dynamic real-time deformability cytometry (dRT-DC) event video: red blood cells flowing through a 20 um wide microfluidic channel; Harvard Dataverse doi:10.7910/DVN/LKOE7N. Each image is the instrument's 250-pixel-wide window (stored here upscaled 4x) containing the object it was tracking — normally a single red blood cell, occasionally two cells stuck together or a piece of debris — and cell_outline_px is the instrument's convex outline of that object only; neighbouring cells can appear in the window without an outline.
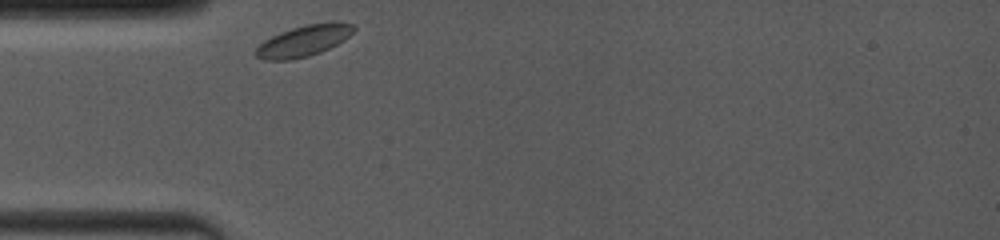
{"species": "common noctule bat (a hibernating species)", "species_latin": "Nyctalus noctula", "temperature_condition": "room temperature", "stored_images_in_passage": 14, "camera_frame_rate_fps": 4000, "um_per_image_px": 0.085, "animal": {"sex": "female", "body_mass_g": 19.0, "forearm_length_mm": 53.3}, "frame": {"image": 1, "passage_image": 1, "time_ms": 0.0, "image_size_px": [1000, 240], "cell_outline_px": [[356, 28], [344, 40], [320, 52], [308, 56], [292, 60], [264, 60], [256, 56], [252, 52], [264, 40], [280, 32], [304, 24], [356, 24]], "centroid_in_image_um": [25.73, 3.51], "position_along_channel_um": 59.3, "area_um2": 17.34}}
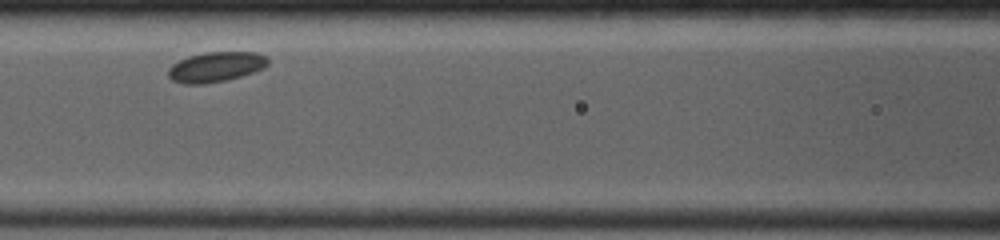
{"frame": {"image": 2, "passage_image": 8, "time_ms": 2.5, "image_size_px": [1000, 240], "cell_outline_px": [[268, 64], [264, 68], [240, 76], [224, 80], [204, 84], [184, 84], [172, 80], [168, 76], [168, 68], [172, 64], [188, 56], [204, 52], [256, 52], [268, 56]], "centroid_in_image_um": [18.34, 5.67], "position_along_channel_um": 148.3, "area_um2": 17.46}}
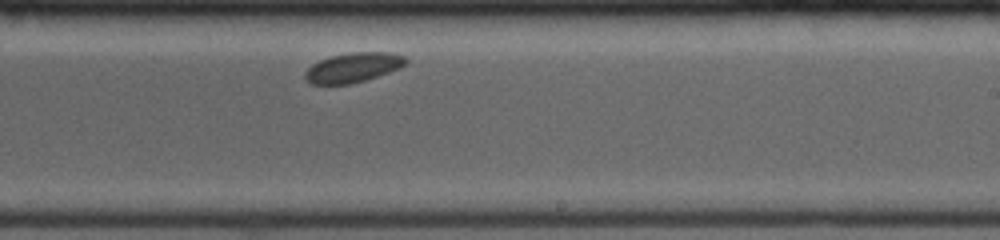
{"frame": {"image": 3, "passage_image": 14, "time_ms": 5.5, "image_size_px": [1000, 240], "cell_outline_px": [[408, 60], [400, 68], [364, 80], [348, 84], [312, 84], [304, 76], [304, 72], [312, 64], [320, 60], [332, 56], [352, 52], [388, 52], [404, 56]], "centroid_in_image_um": [30.0, 5.73], "position_along_channel_um": 259.0, "area_um2": 17.11}}